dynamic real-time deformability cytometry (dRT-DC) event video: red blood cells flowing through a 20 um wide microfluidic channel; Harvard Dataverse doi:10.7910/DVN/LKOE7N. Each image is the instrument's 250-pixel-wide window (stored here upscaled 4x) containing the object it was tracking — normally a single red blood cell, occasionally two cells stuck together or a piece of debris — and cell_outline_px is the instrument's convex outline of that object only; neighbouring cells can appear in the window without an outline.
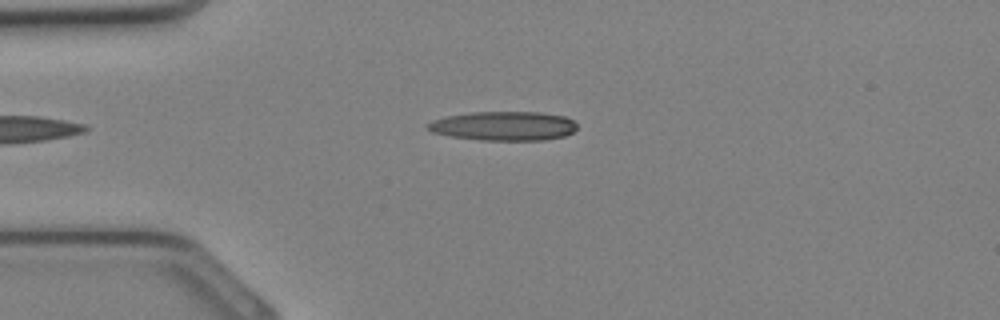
{"species": "Egyptian fruit bat (a non-hibernating species)", "species_latin": "Rousettus aegyptiacus", "temperature_condition": "cold", "stored_images_in_passage": 10, "camera_frame_rate_fps": 3000, "um_per_image_px": 0.085, "animal": {"sex": "female"}, "frame": {"image": 1, "passage_image": 6, "time_ms": 1.667, "image_size_px": [1000, 320], "cell_outline_px": [[576, 128], [572, 132], [564, 136], [544, 140], [480, 140], [448, 136], [432, 132], [424, 128], [424, 124], [432, 120], [448, 116], [472, 112], [540, 112], [564, 116], [572, 120], [576, 124]], "centroid_in_image_um": [42.75, 10.71], "position_along_channel_um": 42.2, "area_um2": 25.49}}
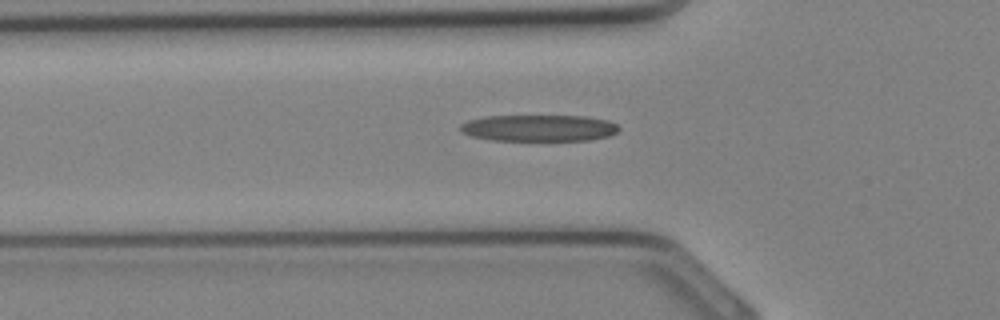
{"frame": {"image": 2, "passage_image": 9, "time_ms": 2.667, "image_size_px": [1000, 320], "cell_outline_px": [[620, 128], [616, 132], [608, 136], [588, 140], [492, 140], [472, 136], [460, 132], [460, 124], [468, 120], [484, 116], [588, 116], [608, 120], [616, 124]], "centroid_in_image_um": [45.79, 10.87], "position_along_channel_um": 80.0, "area_um2": 24.51}}